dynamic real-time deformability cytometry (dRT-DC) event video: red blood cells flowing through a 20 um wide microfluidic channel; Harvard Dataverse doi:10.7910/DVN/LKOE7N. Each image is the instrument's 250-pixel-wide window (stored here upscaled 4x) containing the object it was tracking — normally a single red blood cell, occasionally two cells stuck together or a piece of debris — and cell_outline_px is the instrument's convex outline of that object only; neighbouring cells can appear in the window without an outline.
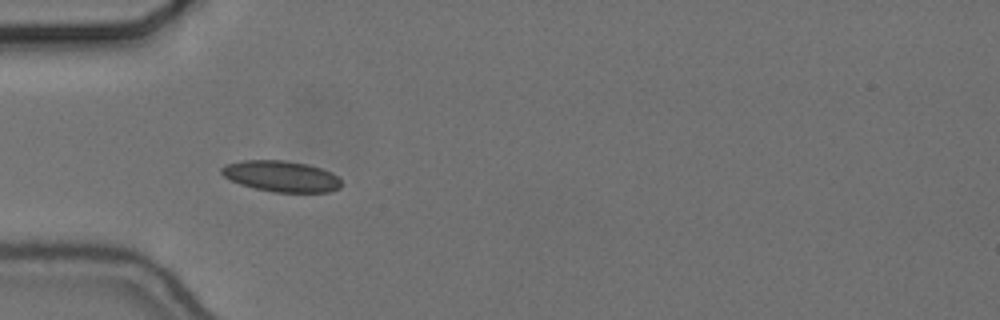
{"species": "common noctule bat (a hibernating species)", "species_latin": "Nyctalus noctula", "temperature_condition": "cold", "stored_images_in_passage": 34, "camera_frame_rate_fps": 3000, "um_per_image_px": 0.085, "animal": {"sex": "female", "body_mass_g": 24.6, "forearm_length_mm": 56.2}, "frame": {"image": 1, "passage_image": 4, "time_ms": 1.0, "image_size_px": [1000, 320], "cell_outline_px": [[340, 188], [328, 192], [272, 192], [240, 184], [224, 176], [220, 172], [220, 168], [224, 164], [244, 160], [284, 160], [308, 164], [320, 168], [336, 176], [340, 180]], "centroid_in_image_um": [23.87, 14.97], "position_along_channel_um": 61.1, "area_um2": 21.5}}
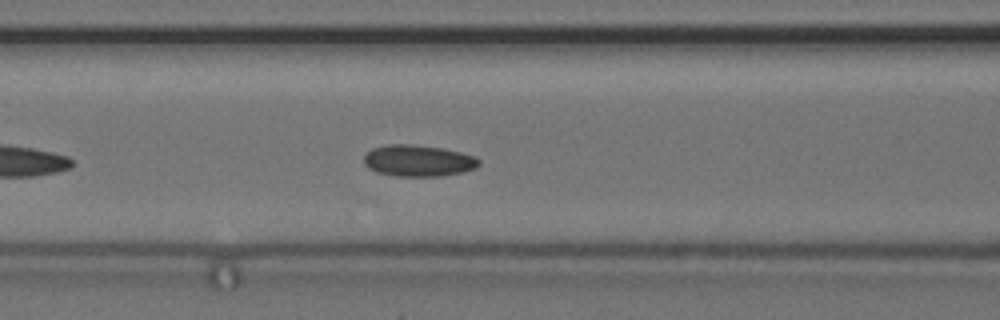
{"frame": {"image": 2, "passage_image": 10, "time_ms": 3.0, "image_size_px": [1000, 320], "cell_outline_px": [[480, 164], [476, 168], [460, 172], [440, 176], [396, 176], [376, 172], [368, 168], [364, 164], [364, 156], [372, 148], [388, 144], [412, 144], [444, 148], [476, 156], [480, 160]], "centroid_in_image_um": [35.55, 13.65], "position_along_channel_um": 131.1, "area_um2": 21.21}}
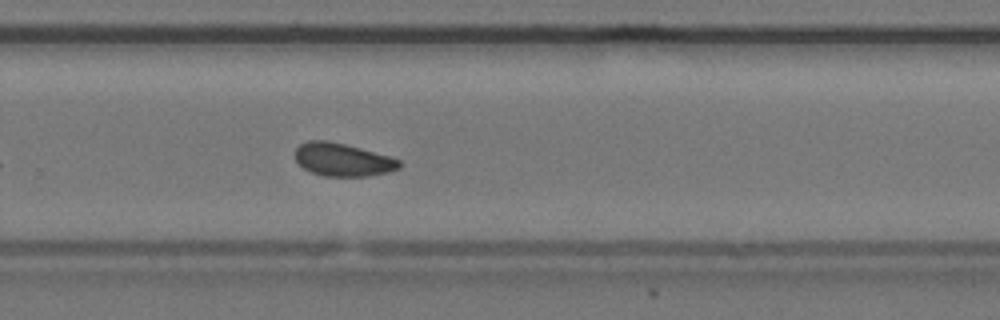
{"frame": {"image": 3, "passage_image": 24, "time_ms": 7.667, "image_size_px": [1000, 320], "cell_outline_px": [[404, 164], [400, 168], [388, 172], [368, 176], [324, 176], [312, 172], [304, 168], [296, 160], [296, 148], [300, 144], [308, 140], [328, 140], [360, 148], [388, 156], [400, 160]], "centroid_in_image_um": [29.15, 13.57], "position_along_channel_um": 300.7, "area_um2": 19.94}, "authors_computed_cell_mechanics": {"area_um2": 20.4034, "velocity_mm_per_s": 3.6518, "shape_relaxation_time_tau1_ms": 3.787, "shape_relaxation_time_tau2_ms": 2.0334, "deformation_change_tau1": 0.071, "deformation_change_tau2": 0.0698}}